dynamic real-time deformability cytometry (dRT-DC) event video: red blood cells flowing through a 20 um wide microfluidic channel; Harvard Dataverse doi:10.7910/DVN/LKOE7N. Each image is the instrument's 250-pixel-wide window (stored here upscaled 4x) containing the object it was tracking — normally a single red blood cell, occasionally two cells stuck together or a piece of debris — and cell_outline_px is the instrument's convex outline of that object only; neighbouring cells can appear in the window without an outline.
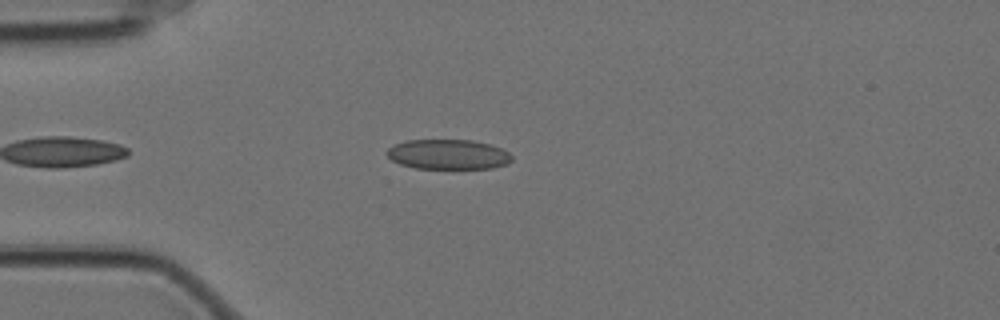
{"species": "Egyptian fruit bat (a non-hibernating species)", "species_latin": "Rousettus aegyptiacus", "temperature_condition": "cold", "stored_images_in_passage": 47, "camera_frame_rate_fps": 3000, "um_per_image_px": 0.085, "animal": {"sex": "female"}, "frame": {"image": 1, "passage_image": 8, "time_ms": 2.333, "image_size_px": [1000, 320], "cell_outline_px": [[512, 160], [508, 164], [492, 168], [416, 168], [400, 164], [392, 160], [384, 152], [388, 148], [396, 144], [408, 140], [472, 140], [488, 144], [500, 148], [508, 152], [512, 156]], "centroid_in_image_um": [38.09, 13.12], "position_along_channel_um": 46.9, "area_um2": 21.68}}
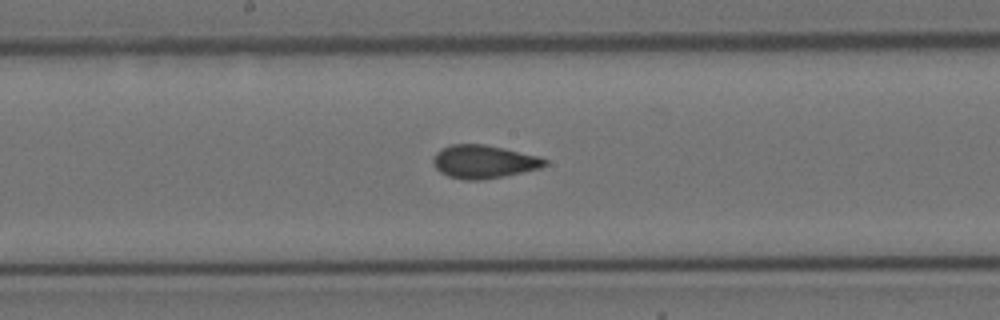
{"frame": {"image": 2, "passage_image": 23, "time_ms": 7.333, "image_size_px": [1000, 320], "cell_outline_px": [[548, 164], [540, 168], [504, 176], [484, 180], [464, 180], [448, 176], [440, 172], [432, 164], [432, 160], [436, 152], [452, 144], [484, 144], [540, 156], [548, 160]], "centroid_in_image_um": [41.12, 13.75], "position_along_channel_um": 207.1, "area_um2": 21.68}}
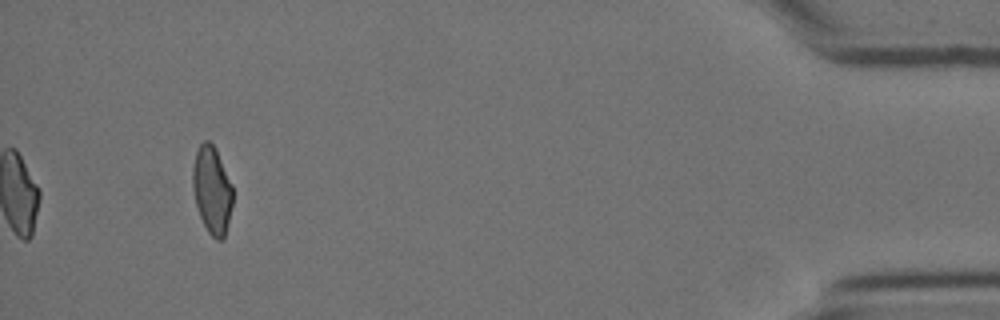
{"frame": {"image": 3, "passage_image": 47, "time_ms": 15.333, "image_size_px": [1000, 320], "cell_outline_px": [[232, 204], [228, 224], [224, 236], [220, 240], [216, 240], [208, 232], [200, 216], [196, 204], [192, 188], [192, 168], [196, 152], [200, 144], [204, 140], [208, 140], [216, 148], [232, 184]], "centroid_in_image_um": [18.01, 16.13], "position_along_channel_um": 417.2, "area_um2": 20.4}, "authors_computed_cell_mechanics": {"area_um2": 21.5016, "velocity_mm_per_s": 3.5075, "shape_relaxation_time_tau1_ms": null, "shape_relaxation_time_tau2_ms": 1.6223, "deformation_change_tau1": null, "deformation_change_tau2": 0.0685}}